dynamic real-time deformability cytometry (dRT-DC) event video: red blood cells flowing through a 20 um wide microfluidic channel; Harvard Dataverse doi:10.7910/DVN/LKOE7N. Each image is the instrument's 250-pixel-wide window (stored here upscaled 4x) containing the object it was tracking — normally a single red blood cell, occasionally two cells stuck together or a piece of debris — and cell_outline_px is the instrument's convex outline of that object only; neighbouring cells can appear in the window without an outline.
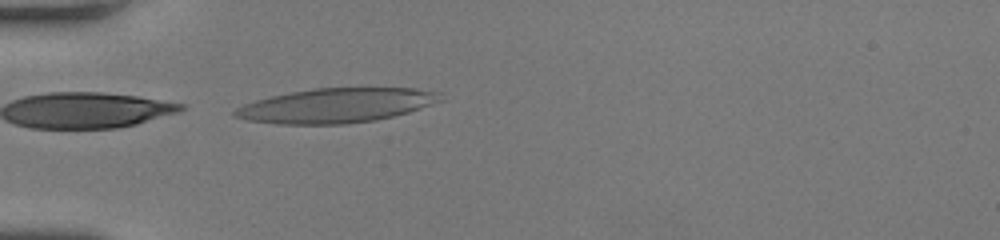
{"species": "human", "species_latin": "Homo sapiens", "temperature_condition": "room temperature", "stored_images_in_passage": 12, "camera_frame_rate_fps": 3000, "um_per_image_px": 0.085, "donor": {"sex": "female"}, "frame": {"image": 1, "passage_image": 12, "time_ms": 3.667, "image_size_px": [1000, 240], "cell_outline_px": [[444, 100], [408, 112], [376, 120], [348, 124], [276, 124], [244, 120], [232, 116], [232, 112], [236, 108], [244, 104], [256, 100], [272, 96], [312, 88], [416, 88], [440, 92]], "centroid_in_image_um": [28.56, 8.97], "position_along_channel_um": 56.4, "area_um2": 41.44}}